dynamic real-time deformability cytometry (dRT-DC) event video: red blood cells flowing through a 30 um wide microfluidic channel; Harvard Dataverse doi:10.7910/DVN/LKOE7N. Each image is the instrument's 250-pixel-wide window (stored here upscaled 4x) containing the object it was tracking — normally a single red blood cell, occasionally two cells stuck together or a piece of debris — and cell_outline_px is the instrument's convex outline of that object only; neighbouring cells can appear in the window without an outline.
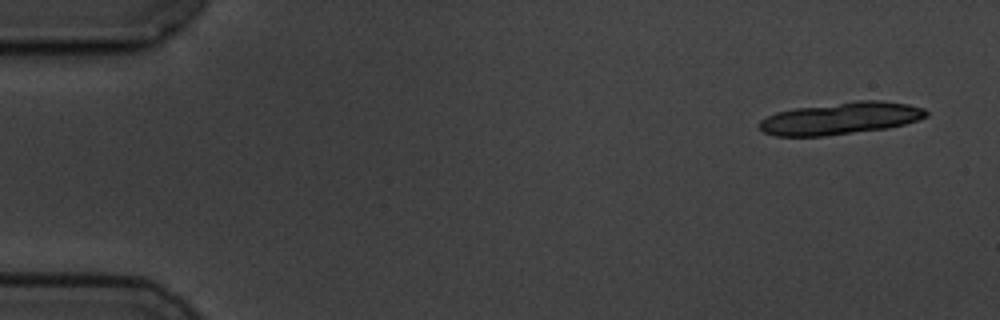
{"species": "common noctule bat (a hibernating species)", "species_latin": "Nyctalus noctula", "temperature_condition": "cold", "stored_images_in_passage": 6, "segment_of_instrument_passage": [1, 2], "camera_frame_rate_fps": 3000, "um_per_image_px": 0.085, "animal": {"sex": "male", "body_mass_g": 19.5, "forearm_length_mm": 54.6}, "frame": {"image": 1, "passage_image": 1, "time_ms": 0.0, "image_size_px": [1000, 320], "cell_outline_px": [[928, 116], [904, 124], [888, 128], [824, 136], [776, 136], [764, 132], [756, 124], [760, 120], [776, 112], [796, 108], [856, 100], [880, 100], [908, 104], [924, 108], [928, 112]], "centroid_in_image_um": [71.44, 10.05], "position_along_channel_um": 13.6, "area_um2": 31.27}}